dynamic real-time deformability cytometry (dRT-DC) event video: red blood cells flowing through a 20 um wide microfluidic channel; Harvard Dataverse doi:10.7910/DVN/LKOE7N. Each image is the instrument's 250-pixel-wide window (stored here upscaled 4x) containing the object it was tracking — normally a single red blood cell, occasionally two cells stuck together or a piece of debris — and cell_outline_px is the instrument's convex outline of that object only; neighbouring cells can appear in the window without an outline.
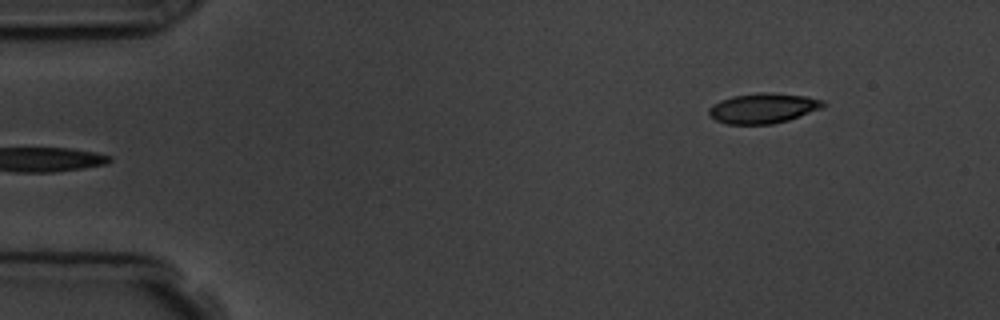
{"species": "common noctule bat (a hibernating species)", "species_latin": "Nyctalus noctula", "temperature_condition": "room temperature", "stored_images_in_passage": 4, "segment_of_instrument_passage": [2, 2], "camera_frame_rate_fps": 3000, "um_per_image_px": 0.085, "animal": {"sex": "male", "body_mass_g": 19.5, "forearm_length_mm": 54.6}, "frame": {"image": 1, "passage_image": 4, "time_ms": 4.333, "image_size_px": [1000, 320], "cell_outline_px": [[828, 104], [820, 108], [788, 120], [772, 124], [728, 124], [716, 120], [708, 116], [708, 108], [712, 104], [720, 100], [732, 96], [764, 92], [808, 96], [824, 100]], "centroid_in_image_um": [64.84, 9.19], "position_along_channel_um": 20.2, "area_um2": 20.06}}